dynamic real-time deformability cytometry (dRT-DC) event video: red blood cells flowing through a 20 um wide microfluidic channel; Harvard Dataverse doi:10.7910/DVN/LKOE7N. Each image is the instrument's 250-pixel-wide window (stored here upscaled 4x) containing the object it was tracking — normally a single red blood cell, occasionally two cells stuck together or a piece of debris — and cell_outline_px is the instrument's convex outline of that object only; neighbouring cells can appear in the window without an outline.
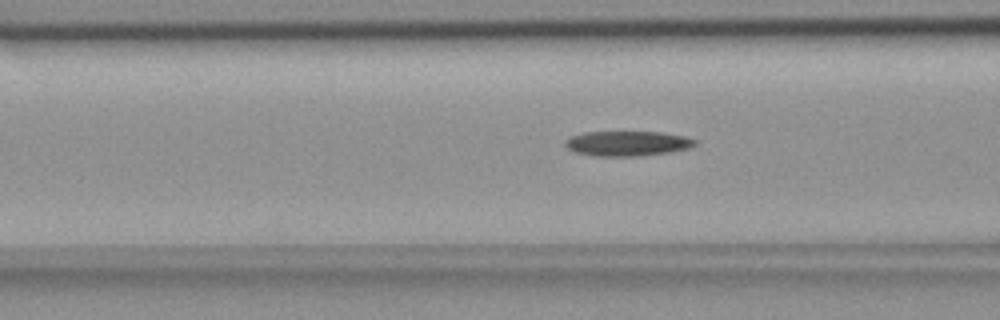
{"species": "common noctule bat (a hibernating species)", "species_latin": "Nyctalus noctula", "temperature_condition": "room temperature", "stored_images_in_passage": 36, "camera_frame_rate_fps": 3000, "um_per_image_px": 0.085, "animal": {"sex": "female", "body_mass_g": 18.4}, "frame": {"image": 1, "passage_image": 5, "time_ms": 1.333, "image_size_px": [1000, 320], "cell_outline_px": [[696, 144], [688, 148], [668, 152], [636, 156], [596, 156], [576, 152], [568, 148], [564, 144], [564, 140], [572, 136], [584, 132], [660, 132], [684, 136], [696, 140]], "centroid_in_image_um": [53.3, 12.19], "position_along_channel_um": 113.3, "area_um2": 18.67}}
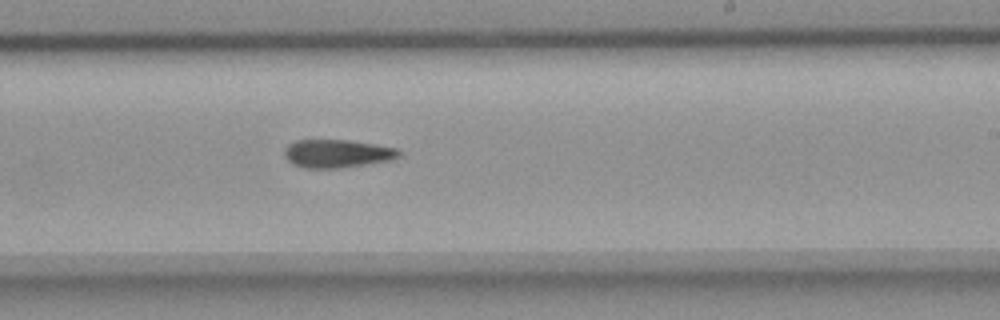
{"frame": {"image": 2, "passage_image": 17, "time_ms": 5.333, "image_size_px": [1000, 320], "cell_outline_px": [[404, 152], [400, 156], [392, 160], [368, 164], [340, 168], [304, 168], [292, 164], [284, 156], [284, 148], [288, 144], [296, 140], [348, 140], [396, 148]], "centroid_in_image_um": [28.66, 13.06], "position_along_channel_um": 260.3, "area_um2": 18.96}}
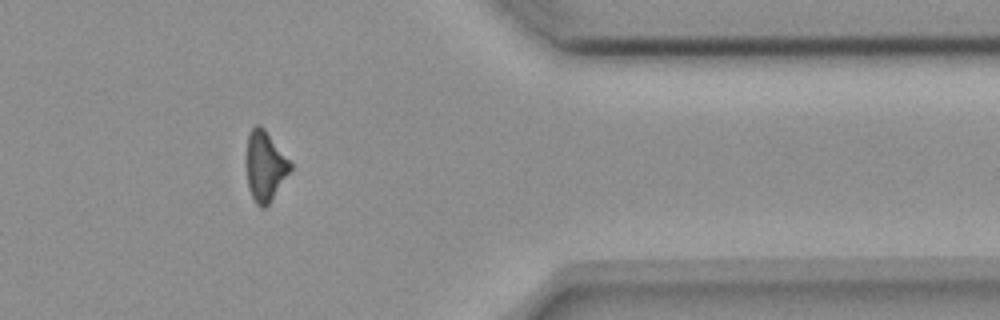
{"frame": {"image": 3, "passage_image": 29, "time_ms": 9.333, "image_size_px": [1000, 320], "cell_outline_px": [[292, 168], [268, 204], [264, 208], [260, 208], [256, 204], [248, 188], [244, 160], [248, 132], [256, 124], [260, 124], [264, 128], [292, 164]], "centroid_in_image_um": [22.47, 14.09], "position_along_channel_um": 388.9, "area_um2": 18.15}}